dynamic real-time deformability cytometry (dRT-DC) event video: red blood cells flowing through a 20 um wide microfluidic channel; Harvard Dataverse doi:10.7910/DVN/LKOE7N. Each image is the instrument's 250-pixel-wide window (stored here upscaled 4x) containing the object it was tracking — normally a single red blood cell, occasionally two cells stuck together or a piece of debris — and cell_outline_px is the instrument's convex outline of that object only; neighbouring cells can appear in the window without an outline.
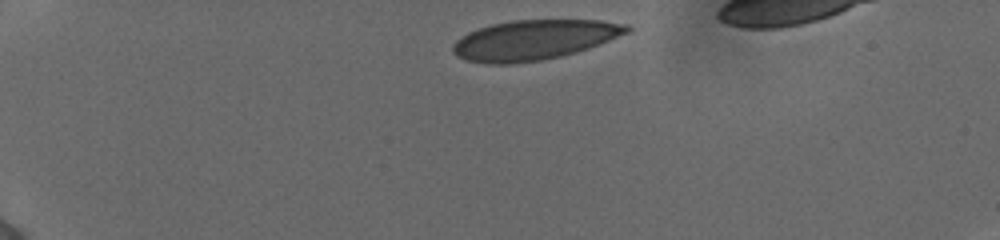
{"species": "human", "species_latin": "Homo sapiens", "temperature_condition": "cold", "stored_images_in_passage": 5, "camera_frame_rate_fps": 3000, "um_per_image_px": 0.085, "donor": {"sex": "female"}, "frame": {"image": 1, "passage_image": 1, "time_ms": 0.0, "image_size_px": [1000, 240], "cell_outline_px": [[632, 28], [628, 32], [608, 40], [576, 52], [560, 56], [540, 60], [512, 64], [488, 64], [468, 60], [456, 56], [452, 52], [452, 44], [460, 36], [468, 32], [492, 24], [512, 20], [600, 20], [628, 24]], "centroid_in_image_um": [45.35, 3.39], "position_along_channel_um": 39.6, "area_um2": 40.29}}
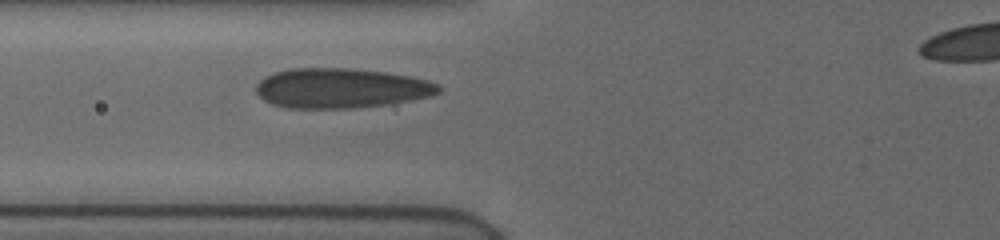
{"frame": {"image": 2, "passage_image": 5, "time_ms": 1.333, "image_size_px": [1000, 240], "cell_outline_px": [[440, 92], [428, 96], [388, 104], [356, 108], [284, 108], [272, 104], [264, 100], [256, 92], [256, 84], [264, 76], [288, 68], [352, 68], [384, 72], [408, 76], [428, 80], [440, 84]], "centroid_in_image_um": [28.94, 7.49], "position_along_channel_um": 96.9, "area_um2": 42.43}}